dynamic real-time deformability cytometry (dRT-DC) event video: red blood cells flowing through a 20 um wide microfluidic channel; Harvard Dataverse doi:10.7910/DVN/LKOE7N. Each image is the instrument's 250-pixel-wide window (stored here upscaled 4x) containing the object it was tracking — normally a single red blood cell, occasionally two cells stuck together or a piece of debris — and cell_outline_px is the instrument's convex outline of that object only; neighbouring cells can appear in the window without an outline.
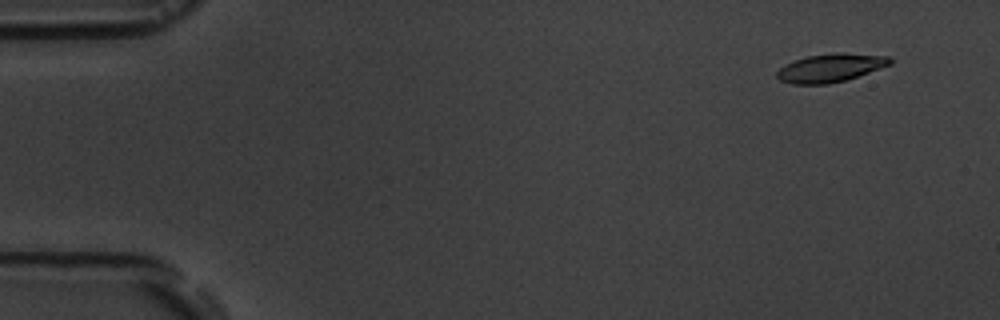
{"species": "common noctule bat (a hibernating species)", "species_latin": "Nyctalus noctula", "temperature_condition": "room temperature", "stored_images_in_passage": 5, "camera_frame_rate_fps": 3000, "um_per_image_px": 0.085, "animal": {"sex": "male", "body_mass_g": 19.5, "forearm_length_mm": 54.6}, "frame": {"image": 1, "passage_image": 1, "time_ms": 0.0, "image_size_px": [1000, 320], "cell_outline_px": [[892, 64], [848, 80], [828, 84], [792, 84], [780, 80], [776, 76], [776, 72], [784, 64], [808, 56], [844, 52], [888, 56], [892, 60]], "centroid_in_image_um": [70.61, 5.77], "position_along_channel_um": 14.4, "area_um2": 18.73}}
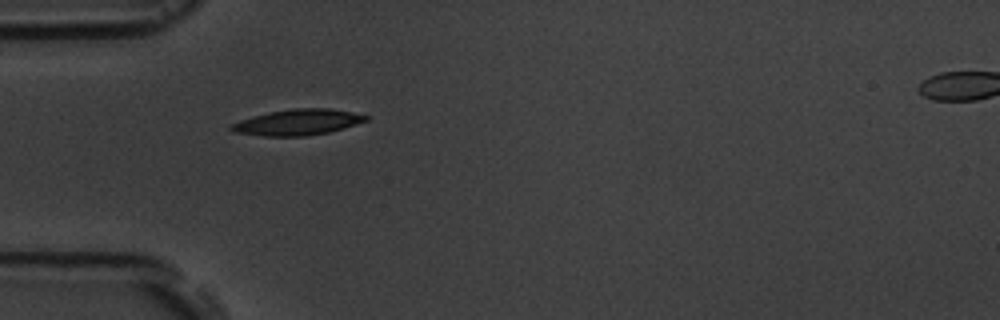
{"frame": {"image": 2, "passage_image": 4, "time_ms": 4.333, "image_size_px": [1000, 320], "cell_outline_px": [[368, 120], [344, 128], [328, 132], [304, 136], [264, 136], [232, 132], [228, 128], [228, 124], [252, 116], [292, 108], [328, 108], [352, 112], [368, 116]], "centroid_in_image_um": [25.25, 10.39], "position_along_channel_um": 59.7, "area_um2": 20.29}}
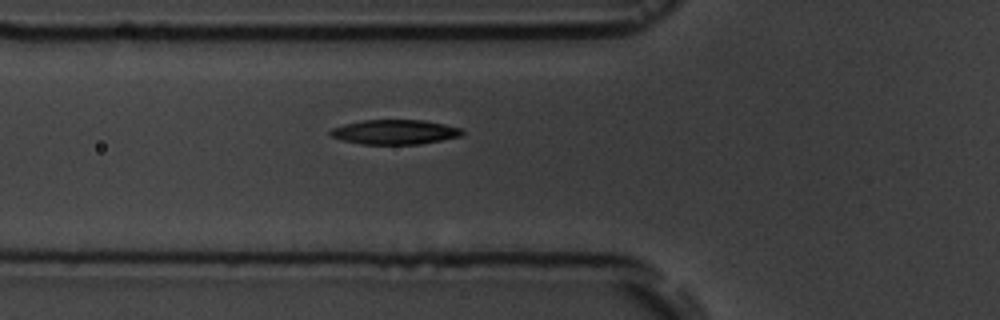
{"frame": {"image": 3, "passage_image": 5, "time_ms": 5.333, "image_size_px": [1000, 320], "cell_outline_px": [[464, 132], [460, 136], [420, 144], [360, 144], [340, 140], [332, 136], [328, 132], [332, 128], [344, 124], [360, 120], [424, 120], [444, 124], [460, 128]], "centroid_in_image_um": [33.51, 11.22], "position_along_channel_um": 92.3, "area_um2": 18.9}}